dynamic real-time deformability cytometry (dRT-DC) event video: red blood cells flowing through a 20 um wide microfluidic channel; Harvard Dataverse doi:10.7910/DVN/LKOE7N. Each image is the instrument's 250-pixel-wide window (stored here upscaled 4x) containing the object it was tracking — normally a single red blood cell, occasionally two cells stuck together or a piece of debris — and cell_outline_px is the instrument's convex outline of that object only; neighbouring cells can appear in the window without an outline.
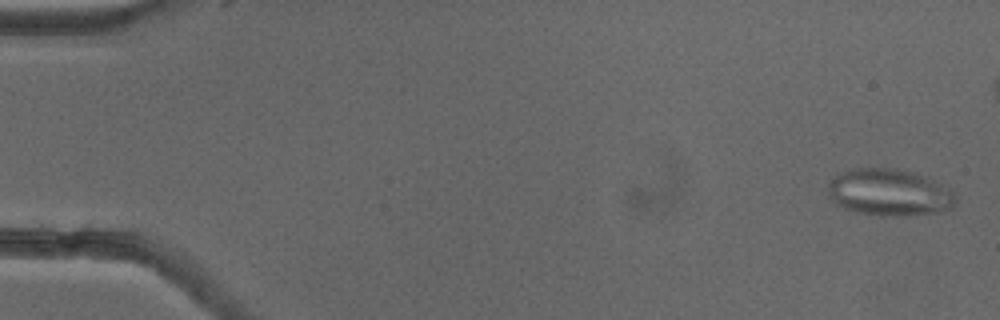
{"species": "common noctule bat (a hibernating species)", "species_latin": "Nyctalus noctula", "temperature_condition": "cold", "stored_images_in_passage": 47, "camera_frame_rate_fps": 3000, "um_per_image_px": 0.085, "animal": {"sex": "female"}, "frame": {"image": 1, "passage_image": 1, "time_ms": 0.0, "image_size_px": [1000, 320], "cell_outline_px": [[956, 200], [952, 208], [936, 212], [908, 216], [880, 216], [856, 212], [844, 208], [836, 204], [828, 196], [828, 184], [836, 172], [852, 168], [896, 168], [916, 172], [924, 176], [952, 192], [956, 196]], "centroid_in_image_um": [75.52, 16.35], "position_along_channel_um": 9.5, "area_um2": 35.14}}
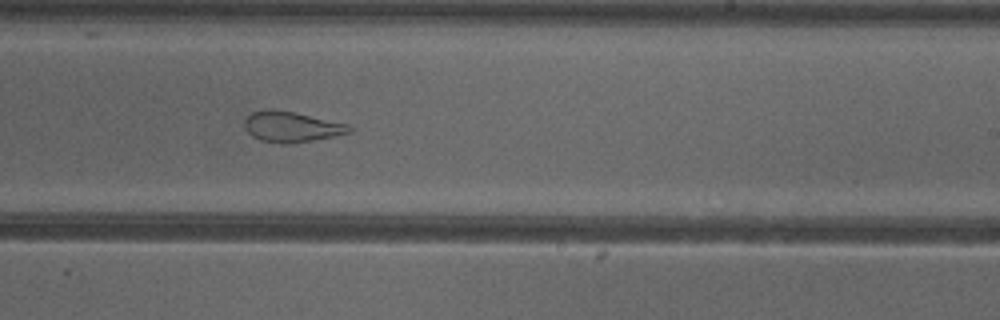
{"frame": {"image": 2, "passage_image": 32, "time_ms": 10.333, "image_size_px": [1000, 320], "cell_outline_px": [[352, 132], [312, 140], [284, 144], [280, 144], [260, 140], [252, 136], [244, 128], [244, 120], [252, 112], [264, 108], [272, 108], [296, 112], [348, 124], [352, 128]], "centroid_in_image_um": [24.73, 10.75], "position_along_channel_um": 264.3, "area_um2": 18.79}}
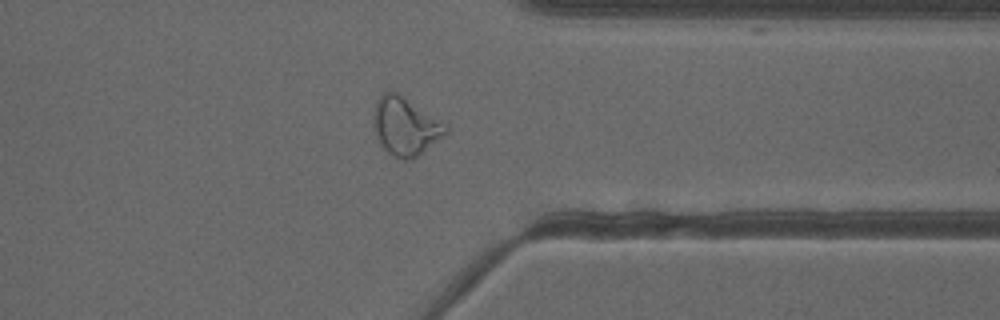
{"frame": {"image": 3, "passage_image": 41, "time_ms": 13.333, "image_size_px": [1000, 320], "cell_outline_px": [[448, 132], [444, 136], [412, 160], [404, 160], [392, 156], [380, 144], [372, 124], [372, 116], [376, 100], [384, 92], [396, 92], [448, 124]], "centroid_in_image_um": [34.45, 10.75], "position_along_channel_um": 377.0, "area_um2": 24.57}}